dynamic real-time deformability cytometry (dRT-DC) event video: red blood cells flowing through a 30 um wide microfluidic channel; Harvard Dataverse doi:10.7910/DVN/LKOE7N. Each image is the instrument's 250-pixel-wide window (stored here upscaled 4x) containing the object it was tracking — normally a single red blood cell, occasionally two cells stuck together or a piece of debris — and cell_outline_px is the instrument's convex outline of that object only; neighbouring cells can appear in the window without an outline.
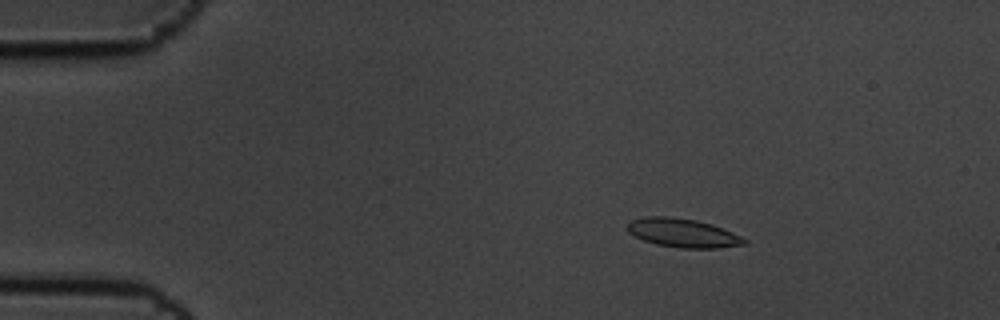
{"species": "common noctule bat (a hibernating species)", "species_latin": "Nyctalus noctula", "temperature_condition": "cold", "stored_images_in_passage": 11, "camera_frame_rate_fps": 3000, "um_per_image_px": 0.085, "animal": {"sex": "male", "body_mass_g": 19.5, "forearm_length_mm": 54.6}, "frame": {"image": 1, "passage_image": 2, "time_ms": 0.333, "image_size_px": [1000, 320], "cell_outline_px": [[748, 244], [716, 248], [680, 248], [656, 244], [644, 240], [628, 232], [628, 224], [632, 220], [644, 216], [668, 216], [696, 220], [712, 224], [732, 232], [748, 240]], "centroid_in_image_um": [58.06, 19.8], "position_along_channel_um": 26.9, "area_um2": 19.54}}
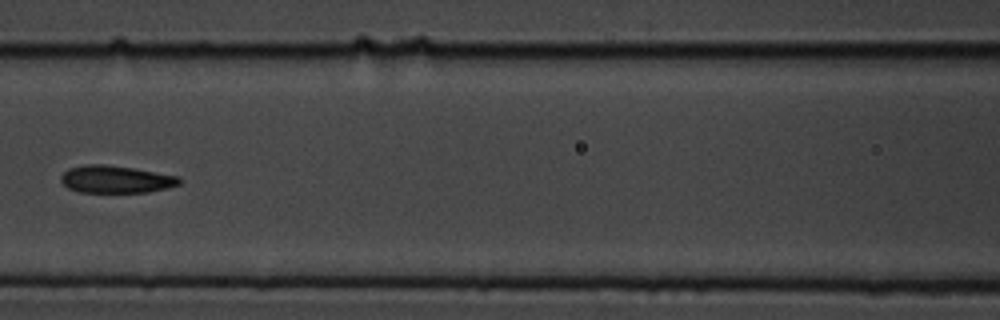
{"frame": {"image": 2, "passage_image": 7, "time_ms": 2.0, "image_size_px": [1000, 320], "cell_outline_px": [[180, 184], [168, 188], [148, 192], [80, 192], [68, 188], [60, 180], [60, 176], [68, 168], [80, 164], [104, 164], [132, 168], [180, 176]], "centroid_in_image_um": [9.83, 15.23], "position_along_channel_um": 156.8, "area_um2": 19.02}}
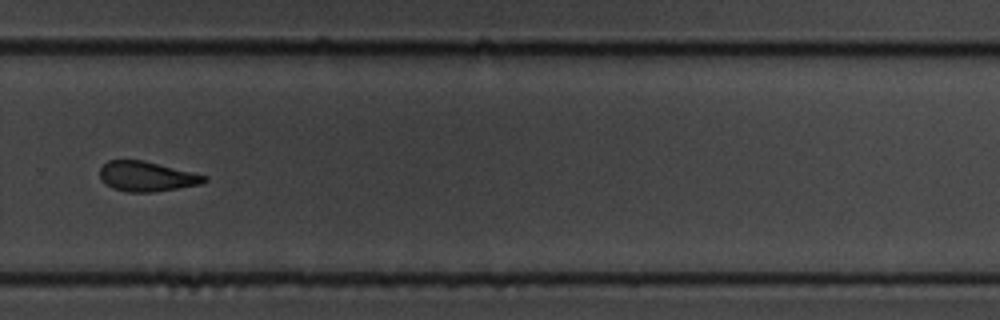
{"frame": {"image": 3, "passage_image": 11, "time_ms": 3.333, "image_size_px": [1000, 320], "cell_outline_px": [[208, 180], [200, 184], [152, 192], [128, 192], [112, 188], [100, 180], [100, 168], [108, 160], [144, 160], [208, 176]], "centroid_in_image_um": [12.45, 14.99], "position_along_channel_um": 317.4, "area_um2": 18.15}}